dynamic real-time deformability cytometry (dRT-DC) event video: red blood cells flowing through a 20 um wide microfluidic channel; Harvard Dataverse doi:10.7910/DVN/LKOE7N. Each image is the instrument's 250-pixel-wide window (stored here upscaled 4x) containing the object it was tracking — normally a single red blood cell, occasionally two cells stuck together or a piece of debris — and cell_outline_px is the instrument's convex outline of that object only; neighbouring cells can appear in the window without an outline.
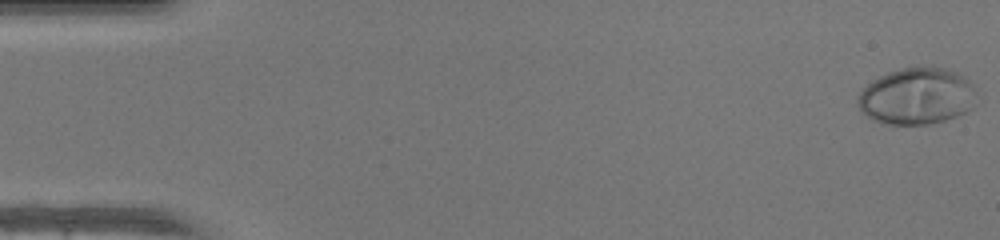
{"species": "human", "species_latin": "Homo sapiens", "temperature_condition": "warm", "stored_images_in_passage": 49, "camera_frame_rate_fps": 3000, "um_per_image_px": 0.085, "donor": {"sex": "female"}, "frame": {"image": 1, "passage_image": 1, "time_ms": 0.0, "image_size_px": [1000, 240], "cell_outline_px": [[976, 104], [972, 108], [956, 116], [944, 120], [928, 124], [888, 124], [872, 120], [860, 112], [856, 100], [860, 92], [872, 80], [888, 72], [900, 68], [916, 64], [948, 68], [960, 72], [972, 84], [976, 92]], "centroid_in_image_um": [77.94, 8.14], "position_along_channel_um": 7.1, "area_um2": 40.06}}
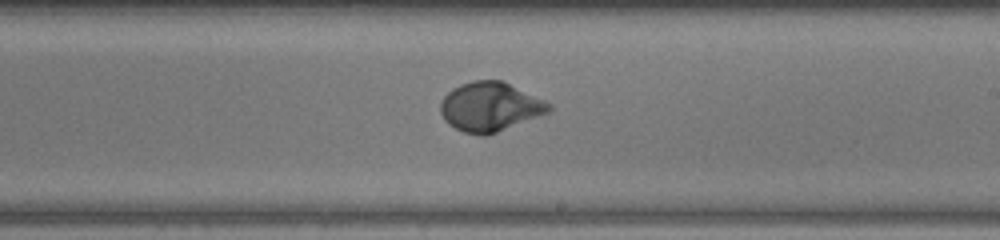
{"frame": {"image": 2, "passage_image": 29, "time_ms": 9.333, "image_size_px": [1000, 240], "cell_outline_px": [[552, 112], [488, 136], [480, 136], [464, 132], [448, 124], [444, 120], [440, 112], [440, 100], [452, 88], [460, 84], [472, 80], [500, 80], [544, 100], [552, 104]], "centroid_in_image_um": [41.65, 9.1], "position_along_channel_um": 247.3, "area_um2": 31.44}}
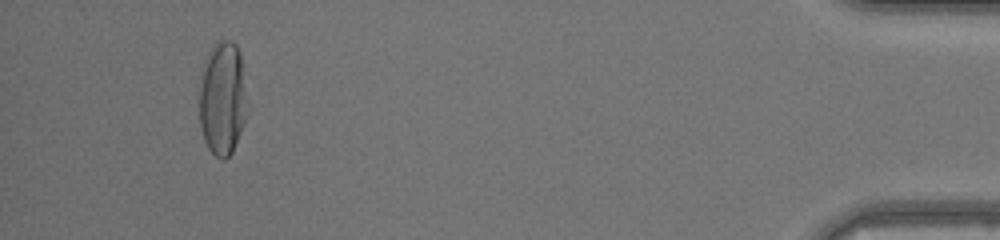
{"frame": {"image": 3, "passage_image": 46, "time_ms": 15.0, "image_size_px": [1000, 240], "cell_outline_px": [[248, 112], [232, 152], [224, 160], [220, 160], [208, 148], [204, 140], [200, 128], [200, 72], [204, 60], [208, 52], [220, 40], [232, 40], [236, 44], [240, 52]], "centroid_in_image_um": [18.9, 8.36], "position_along_channel_um": 416.3, "area_um2": 31.96}, "authors_computed_cell_mechanics": {"area_um2": 31.0386, "velocity_mm_per_s": 4.2729, "shape_relaxation_time_tau1_ms": 3.4525, "shape_relaxation_time_tau2_ms": null, "deformation_change_tau1": 0.2499, "deformation_change_tau2": null}}